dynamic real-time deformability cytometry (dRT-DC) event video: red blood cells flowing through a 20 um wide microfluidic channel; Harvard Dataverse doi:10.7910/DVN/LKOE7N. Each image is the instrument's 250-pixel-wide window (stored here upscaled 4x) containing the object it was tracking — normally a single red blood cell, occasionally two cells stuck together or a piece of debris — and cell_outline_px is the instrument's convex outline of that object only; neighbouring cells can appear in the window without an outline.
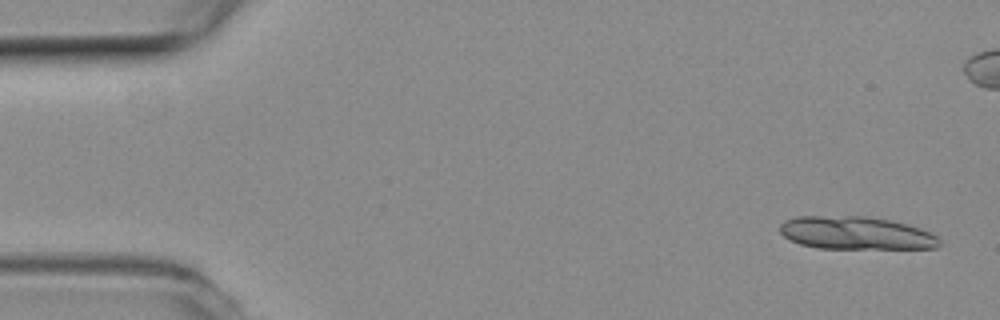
{"species": "common noctule bat (a hibernating species)", "species_latin": "Nyctalus noctula", "temperature_condition": "room temperature", "stored_images_in_passage": 6, "camera_frame_rate_fps": 3000, "um_per_image_px": 0.085, "animal": {"sex": "female", "body_mass_g": 19.3, "forearm_length_mm": 54.1}, "frame": {"image": 1, "passage_image": 1, "time_ms": 0.0, "image_size_px": [1000, 320], "cell_outline_px": [[940, 244], [936, 248], [816, 248], [800, 244], [784, 236], [780, 232], [780, 224], [784, 220], [796, 216], [864, 216], [892, 220], [908, 224], [920, 228], [936, 236], [940, 240]], "centroid_in_image_um": [72.73, 19.8], "position_along_channel_um": 12.3, "area_um2": 30.58}}